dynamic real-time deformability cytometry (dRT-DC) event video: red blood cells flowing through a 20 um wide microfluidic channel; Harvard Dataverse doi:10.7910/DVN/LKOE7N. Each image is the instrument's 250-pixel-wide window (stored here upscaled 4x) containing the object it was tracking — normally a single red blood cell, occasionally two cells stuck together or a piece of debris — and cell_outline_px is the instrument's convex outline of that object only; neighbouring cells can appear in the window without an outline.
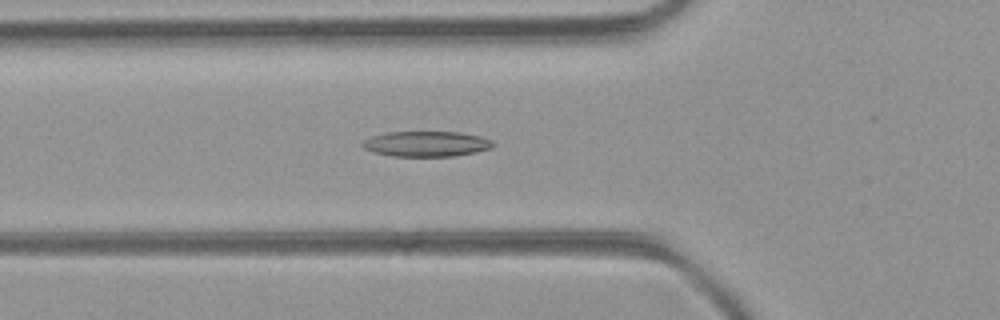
{"species": "common noctule bat (a hibernating species)", "species_latin": "Nyctalus noctula", "temperature_condition": "room temperature", "stored_images_in_passage": 40, "camera_frame_rate_fps": 3000, "um_per_image_px": 0.085, "animal": {"sex": "female", "body_mass_g": 21.9}, "frame": {"image": 1, "passage_image": 11, "time_ms": 3.333, "image_size_px": [1000, 320], "cell_outline_px": [[496, 144], [492, 148], [476, 152], [456, 156], [392, 156], [372, 152], [364, 148], [360, 144], [364, 140], [372, 136], [388, 132], [460, 132], [480, 136], [492, 140]], "centroid_in_image_um": [36.26, 12.23], "position_along_channel_um": 89.5, "area_um2": 19.42}}
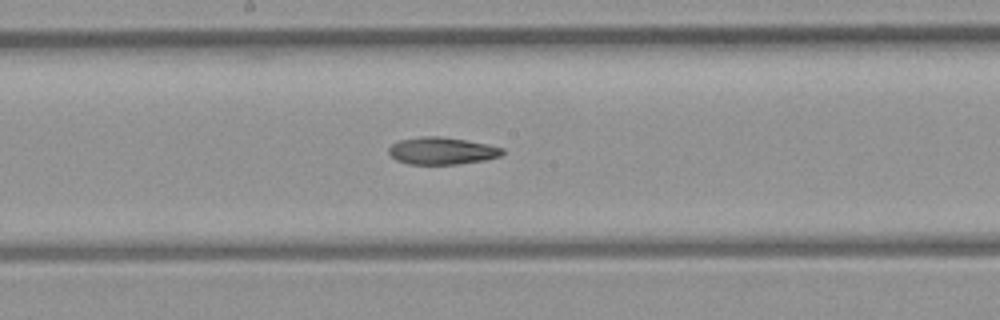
{"frame": {"image": 2, "passage_image": 20, "time_ms": 6.333, "image_size_px": [1000, 320], "cell_outline_px": [[504, 152], [500, 156], [484, 160], [460, 164], [408, 164], [396, 160], [388, 152], [388, 148], [392, 144], [400, 140], [420, 136], [440, 136], [488, 144], [504, 148]], "centroid_in_image_um": [37.56, 12.82], "position_along_channel_um": 210.6, "area_um2": 18.03}}
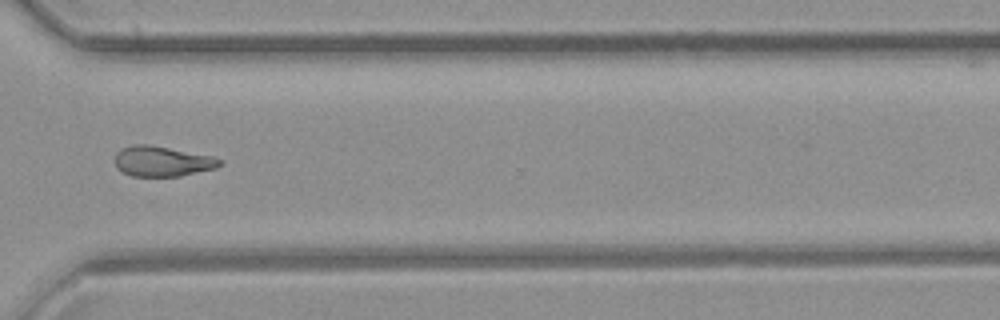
{"frame": {"image": 3, "passage_image": 31, "time_ms": 10.0, "image_size_px": [1000, 320], "cell_outline_px": [[224, 164], [216, 168], [180, 176], [132, 176], [116, 168], [112, 160], [116, 152], [120, 148], [132, 144], [148, 144], [212, 156], [224, 160]], "centroid_in_image_um": [13.75, 13.7], "position_along_channel_um": 356.8, "area_um2": 18.79}, "authors_computed_cell_mechanics": {"area_um2": 18.7561, "velocity_mm_per_s": 3.998, "shape_relaxation_time_tau1_ms": null, "shape_relaxation_time_tau2_ms": 4.9515, "deformation_change_tau1": null, "deformation_change_tau2": 0.1317}}